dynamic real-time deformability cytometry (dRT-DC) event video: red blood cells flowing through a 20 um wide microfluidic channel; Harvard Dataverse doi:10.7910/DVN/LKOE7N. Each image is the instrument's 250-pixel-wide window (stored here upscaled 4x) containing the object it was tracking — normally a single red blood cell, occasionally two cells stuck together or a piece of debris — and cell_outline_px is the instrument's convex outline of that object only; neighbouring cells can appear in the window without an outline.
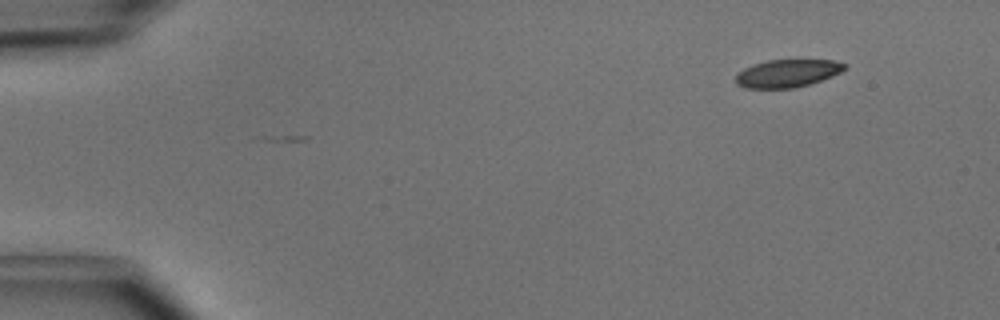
{"species": "common noctule bat (a hibernating species)", "species_latin": "Nyctalus noctula", "temperature_condition": "cold", "stored_images_in_passage": 46, "camera_frame_rate_fps": 3000, "um_per_image_px": 0.085, "animal": {"sex": "male", "body_mass_g": 15.6}, "frame": {"image": 1, "passage_image": 1, "time_ms": 0.0, "image_size_px": [1000, 320], "cell_outline_px": [[848, 68], [832, 76], [796, 88], [744, 88], [736, 84], [736, 76], [744, 68], [752, 64], [768, 60], [832, 60], [848, 64]], "centroid_in_image_um": [66.94, 6.23], "position_along_channel_um": 18.1, "area_um2": 17.63}}
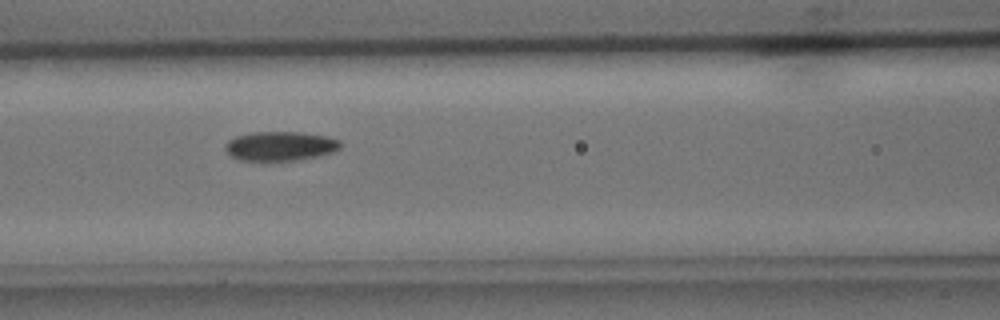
{"frame": {"image": 2, "passage_image": 18, "time_ms": 5.667, "image_size_px": [1000, 320], "cell_outline_px": [[340, 148], [332, 152], [316, 156], [296, 160], [240, 160], [232, 156], [224, 148], [224, 144], [228, 140], [236, 136], [252, 132], [300, 132], [324, 136], [340, 140]], "centroid_in_image_um": [23.79, 12.41], "position_along_channel_um": 142.8, "area_um2": 19.42}}
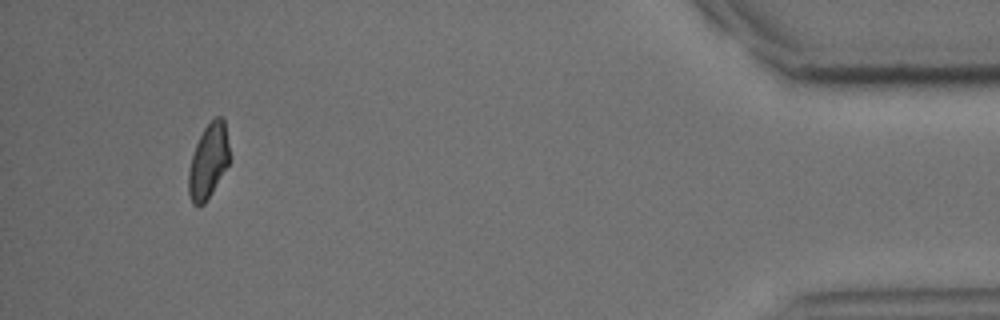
{"frame": {"image": 3, "passage_image": 43, "time_ms": 14.0, "image_size_px": [1000, 320], "cell_outline_px": [[228, 164], [212, 192], [204, 204], [200, 208], [192, 204], [188, 192], [188, 172], [192, 156], [196, 144], [204, 128], [216, 116], [220, 116], [224, 120], [228, 144]], "centroid_in_image_um": [17.68, 13.74], "position_along_channel_um": 417.5, "area_um2": 17.51}, "authors_computed_cell_mechanics": {"area_um2": 19.2185, "velocity_mm_per_s": 4.0451, "shape_relaxation_time_tau1_ms": 2.957, "shape_relaxation_time_tau2_ms": null, "deformation_change_tau1": 0.0865, "deformation_change_tau2": null}}